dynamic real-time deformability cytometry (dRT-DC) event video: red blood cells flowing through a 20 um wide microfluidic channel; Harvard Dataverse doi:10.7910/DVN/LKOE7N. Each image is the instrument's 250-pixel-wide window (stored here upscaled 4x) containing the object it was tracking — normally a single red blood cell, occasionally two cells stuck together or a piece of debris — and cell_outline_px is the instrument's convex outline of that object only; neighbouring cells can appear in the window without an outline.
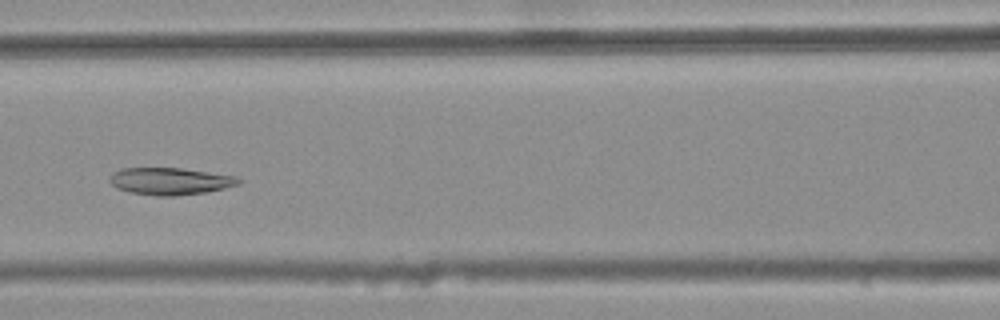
{"species": "common noctule bat (a hibernating species)", "species_latin": "Nyctalus noctula", "temperature_condition": "warm", "stored_images_in_passage": 43, "camera_frame_rate_fps": 3000, "um_per_image_px": 0.085, "animal": {"sex": "female", "body_mass_g": 25.1}, "frame": {"image": 1, "passage_image": 22, "time_ms": 7.0, "image_size_px": [1000, 320], "cell_outline_px": [[244, 180], [240, 184], [224, 188], [204, 192], [176, 196], [156, 196], [128, 192], [116, 188], [108, 180], [120, 168], [180, 168], [236, 176]], "centroid_in_image_um": [14.48, 15.41], "position_along_channel_um": 152.1, "area_um2": 20.35}}
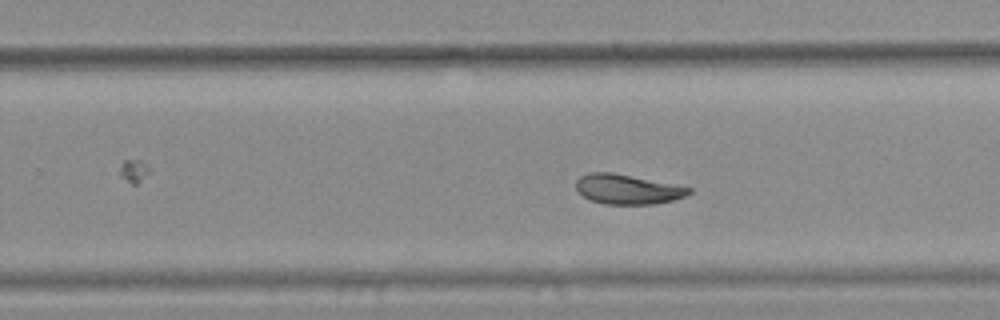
{"frame": {"image": 2, "passage_image": 32, "time_ms": 10.333, "image_size_px": [1000, 320], "cell_outline_px": [[692, 192], [684, 196], [672, 200], [656, 204], [604, 204], [588, 200], [576, 192], [576, 180], [580, 176], [588, 172], [612, 172], [692, 188]], "centroid_in_image_um": [53.26, 16.09], "position_along_channel_um": 276.5, "area_um2": 19.65}}
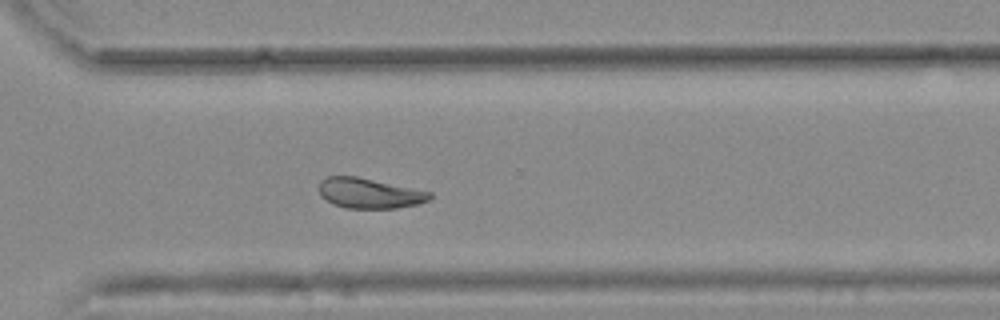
{"frame": {"image": 3, "passage_image": 37, "time_ms": 12.0, "image_size_px": [1000, 320], "cell_outline_px": [[432, 196], [428, 200], [416, 204], [396, 208], [344, 208], [332, 204], [320, 196], [320, 180], [328, 176], [356, 176], [432, 192]], "centroid_in_image_um": [31.37, 16.42], "position_along_channel_um": 339.2, "area_um2": 19.42}, "authors_computed_cell_mechanics": {"area_um2": 20.6346, "velocity_mm_per_s": 3.7354, "shape_relaxation_time_tau1_ms": null, "shape_relaxation_time_tau2_ms": 3.5449, "deformation_change_tau1": null, "deformation_change_tau2": 0.0918}}